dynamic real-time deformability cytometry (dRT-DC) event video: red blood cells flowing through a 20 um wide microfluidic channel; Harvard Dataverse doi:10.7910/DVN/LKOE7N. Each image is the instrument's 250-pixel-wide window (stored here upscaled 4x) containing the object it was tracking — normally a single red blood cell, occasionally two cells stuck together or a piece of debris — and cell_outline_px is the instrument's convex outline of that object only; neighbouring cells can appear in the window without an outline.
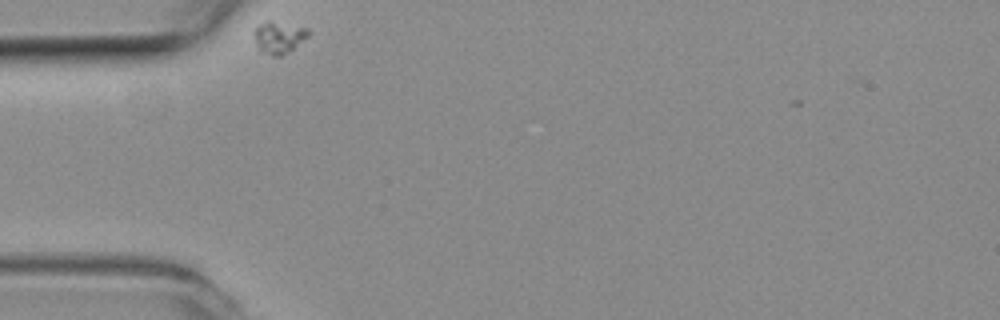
{"species": "common noctule bat (a hibernating species)", "species_latin": "Nyctalus noctula", "temperature_condition": "room temperature", "stored_images_in_passage": 25, "camera_frame_rate_fps": 3000, "um_per_image_px": 0.085, "animal": {"sex": "female", "body_mass_g": 19.3, "forearm_length_mm": 54.1}, "frame": {"image": 1, "passage_image": 1, "time_ms": 0.0, "image_size_px": [1000, 320], "cell_outline_px": [[312, 32], [308, 36], [292, 48], [280, 56], [272, 56], [256, 52], [252, 32], [256, 24], [268, 20], [272, 20], [308, 28]], "centroid_in_image_um": [23.59, 3.16], "position_along_channel_um": 61.4, "area_um2": 10.64}}